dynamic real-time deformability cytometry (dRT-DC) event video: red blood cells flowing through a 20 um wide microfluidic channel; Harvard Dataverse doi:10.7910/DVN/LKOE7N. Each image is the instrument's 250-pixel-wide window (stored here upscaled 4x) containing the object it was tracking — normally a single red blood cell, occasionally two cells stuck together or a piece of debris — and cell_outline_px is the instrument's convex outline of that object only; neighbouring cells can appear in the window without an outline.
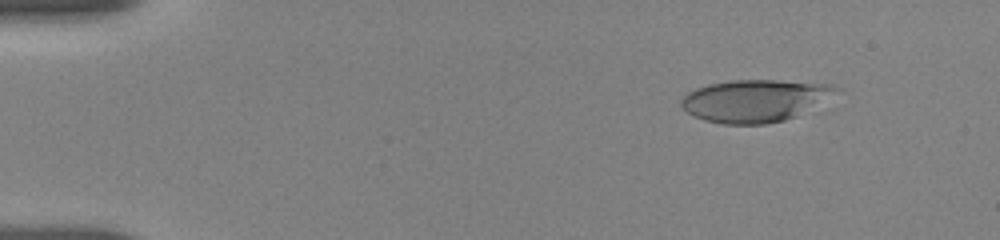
{"species": "human", "species_latin": "Homo sapiens", "temperature_condition": "room temperature", "stored_images_in_passage": 54, "camera_frame_rate_fps": 3000, "um_per_image_px": 0.085, "donor": {"sex": "female"}, "frame": {"image": 1, "passage_image": 6, "time_ms": 1.667, "image_size_px": [1000, 240], "cell_outline_px": [[844, 92], [796, 116], [784, 120], [768, 124], [724, 124], [704, 120], [688, 112], [680, 104], [680, 100], [688, 92], [696, 88], [708, 84], [732, 80], [776, 80], [832, 84], [840, 88]], "centroid_in_image_um": [64.25, 8.54], "position_along_channel_um": 20.7, "area_um2": 38.49}}
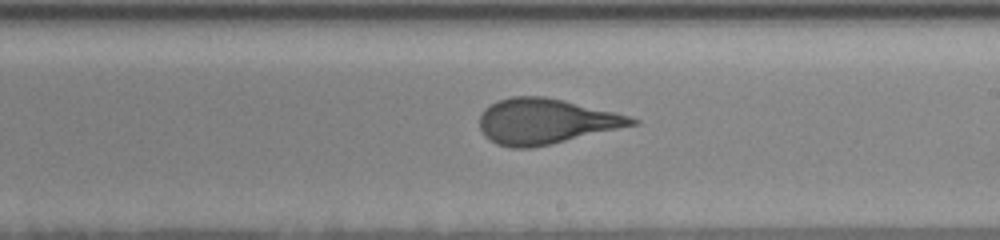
{"frame": {"image": 2, "passage_image": 32, "time_ms": 10.333, "image_size_px": [1000, 240], "cell_outline_px": [[640, 124], [552, 144], [532, 148], [512, 148], [496, 144], [484, 136], [480, 128], [480, 116], [484, 108], [500, 100], [512, 96], [544, 96], [564, 100], [628, 116], [640, 120]], "centroid_in_image_um": [46.37, 10.33], "position_along_channel_um": 242.6, "area_um2": 40.23}}
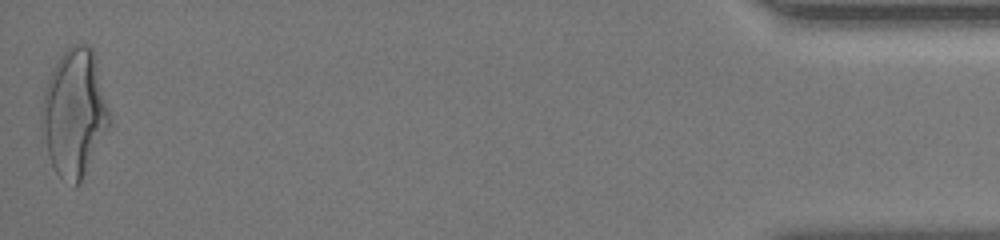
{"frame": {"image": 3, "passage_image": 54, "time_ms": 17.667, "image_size_px": [1000, 240], "cell_outline_px": [[112, 124], [80, 184], [72, 188], [56, 172], [48, 156], [40, 124], [40, 108], [44, 92], [52, 68], [60, 56], [72, 44], [88, 44], [92, 48], [112, 120]], "centroid_in_image_um": [6.32, 9.65], "position_along_channel_um": 428.9, "area_um2": 50.75}, "authors_computed_cell_mechanics": {"area_um2": 39.9976, "velocity_mm_per_s": 3.679, "shape_relaxation_time_tau1_ms": 3.9954, "shape_relaxation_time_tau2_ms": 0.8874, "deformation_change_tau1": 0.1841, "deformation_change_tau2": 0.0983}}